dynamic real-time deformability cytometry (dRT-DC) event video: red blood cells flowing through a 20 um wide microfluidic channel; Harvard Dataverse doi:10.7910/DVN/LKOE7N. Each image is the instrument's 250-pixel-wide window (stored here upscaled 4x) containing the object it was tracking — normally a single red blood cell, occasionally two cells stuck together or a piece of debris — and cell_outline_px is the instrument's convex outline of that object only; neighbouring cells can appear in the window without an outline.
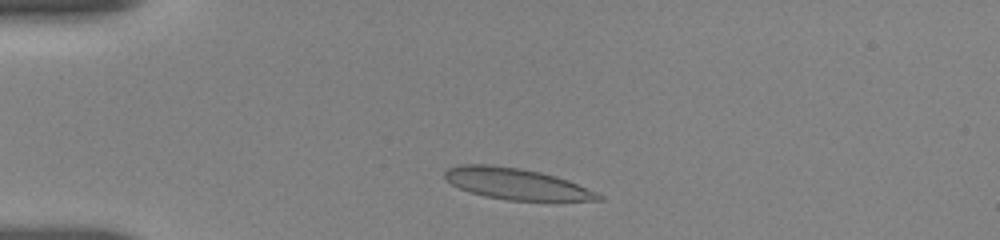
{"species": "human", "species_latin": "Homo sapiens", "temperature_condition": "room temperature", "stored_images_in_passage": 47, "camera_frame_rate_fps": 3000, "um_per_image_px": 0.085, "donor": {"sex": "female"}, "frame": {"image": 1, "passage_image": 5, "time_ms": 1.333, "image_size_px": [1000, 240], "cell_outline_px": [[604, 200], [508, 200], [484, 196], [460, 188], [444, 180], [444, 172], [448, 168], [460, 164], [492, 164], [520, 168], [540, 172], [556, 176], [568, 180], [596, 192], [604, 196]], "centroid_in_image_um": [43.85, 15.61], "position_along_channel_um": 41.1, "area_um2": 27.86}}
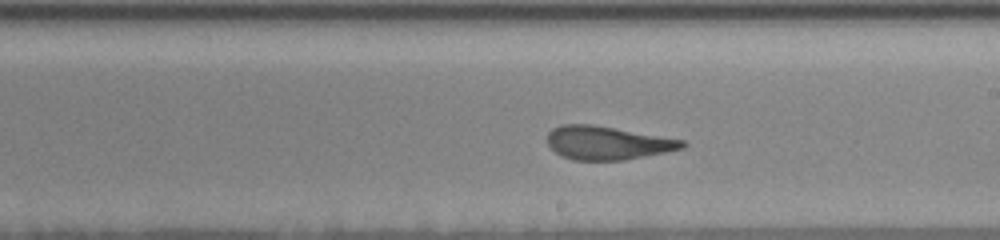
{"frame": {"image": 2, "passage_image": 24, "time_ms": 7.667, "image_size_px": [1000, 240], "cell_outline_px": [[688, 144], [684, 148], [624, 160], [572, 160], [560, 156], [548, 144], [548, 132], [552, 128], [560, 124], [592, 124], [684, 140]], "centroid_in_image_um": [51.61, 12.14], "position_along_channel_um": 237.4, "area_um2": 26.24}}
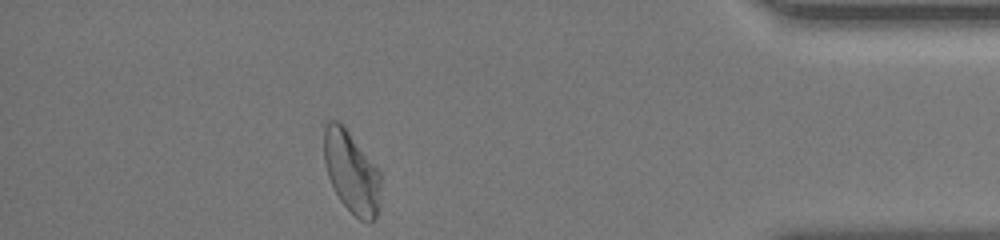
{"frame": {"image": 3, "passage_image": 41, "time_ms": 13.333, "image_size_px": [1000, 240], "cell_outline_px": [[380, 204], [376, 216], [372, 224], [368, 224], [360, 220], [340, 200], [328, 176], [324, 160], [324, 120], [336, 120], [344, 124], [380, 172]], "centroid_in_image_um": [29.88, 14.61], "position_along_channel_um": 405.3, "area_um2": 27.28}, "authors_computed_cell_mechanics": {"area_um2": 27.3972, "velocity_mm_per_s": 3.6402, "shape_relaxation_time_tau1_ms": 5.5389, "shape_relaxation_time_tau2_ms": 1.176, "deformation_change_tau1": 0.1974, "deformation_change_tau2": 0.0987}}